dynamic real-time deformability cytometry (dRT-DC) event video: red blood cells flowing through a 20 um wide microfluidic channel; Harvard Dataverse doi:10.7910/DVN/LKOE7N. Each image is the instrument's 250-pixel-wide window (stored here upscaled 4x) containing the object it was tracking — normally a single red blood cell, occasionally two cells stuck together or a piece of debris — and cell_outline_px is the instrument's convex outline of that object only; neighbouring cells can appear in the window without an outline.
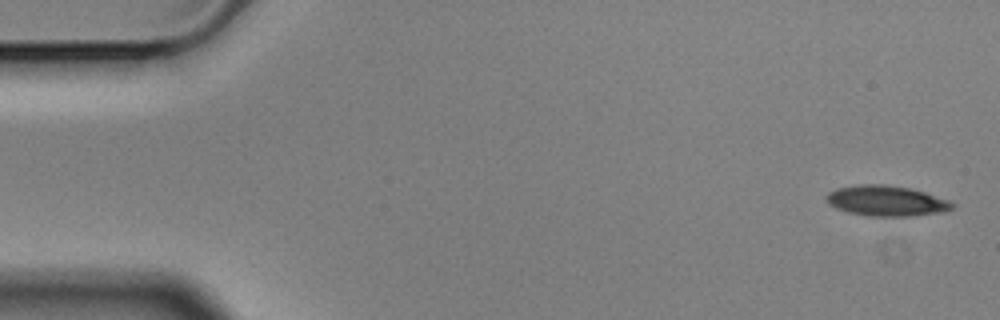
{"species": "Egyptian fruit bat (a non-hibernating species)", "species_latin": "Rousettus aegyptiacus", "temperature_condition": "cold", "stored_images_in_passage": 5, "camera_frame_rate_fps": 3000, "um_per_image_px": 0.085, "animal": {"sex": "male"}, "frame": {"image": 1, "passage_image": 1, "time_ms": 0.0, "image_size_px": [1000, 320], "cell_outline_px": [[956, 204], [952, 208], [944, 212], [912, 216], [868, 216], [848, 212], [836, 208], [828, 204], [824, 200], [824, 196], [828, 192], [836, 188], [860, 184], [884, 184], [908, 188], [924, 192], [948, 200]], "centroid_in_image_um": [75.29, 17.07], "position_along_channel_um": 9.7, "area_um2": 22.48}}
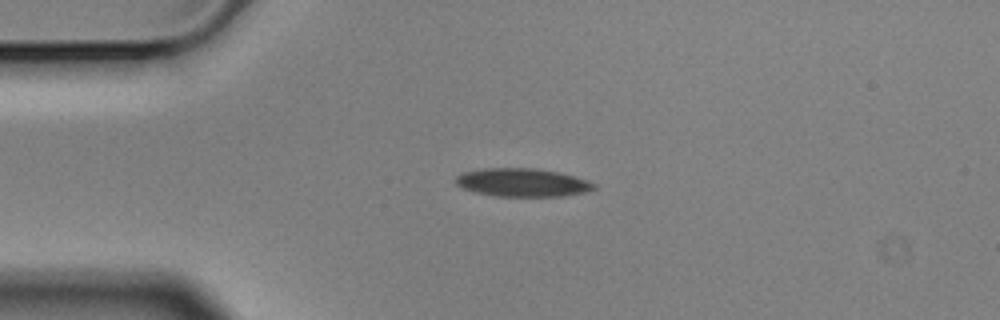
{"frame": {"image": 2, "passage_image": 4, "time_ms": 1.0, "image_size_px": [1000, 320], "cell_outline_px": [[596, 188], [588, 192], [564, 196], [496, 196], [476, 192], [464, 188], [456, 184], [456, 176], [460, 172], [480, 168], [536, 168], [560, 172], [588, 180], [596, 184]], "centroid_in_image_um": [44.43, 15.5], "position_along_channel_um": 40.6, "area_um2": 23.0}}